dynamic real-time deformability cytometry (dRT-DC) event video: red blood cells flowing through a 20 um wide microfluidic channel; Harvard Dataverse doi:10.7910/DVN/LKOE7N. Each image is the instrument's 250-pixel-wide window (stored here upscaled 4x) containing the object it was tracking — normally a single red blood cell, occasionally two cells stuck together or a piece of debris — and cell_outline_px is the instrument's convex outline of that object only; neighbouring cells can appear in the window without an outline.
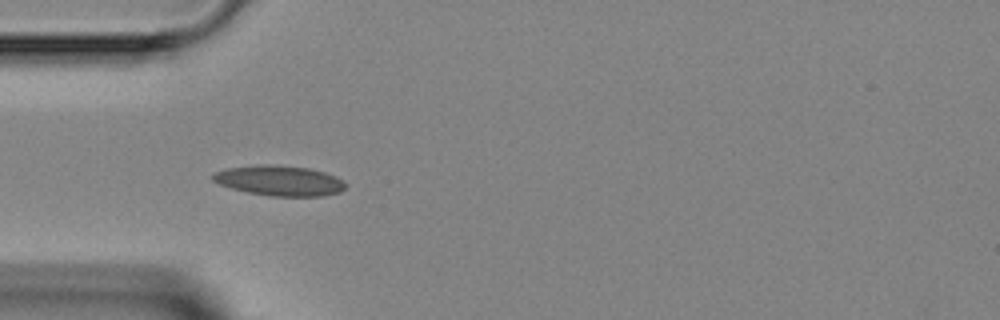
{"species": "Egyptian fruit bat (a non-hibernating species)", "species_latin": "Rousettus aegyptiacus", "temperature_condition": "room temperature", "stored_images_in_passage": 4, "camera_frame_rate_fps": 3000, "um_per_image_px": 0.085, "animal": {"sex": "female"}, "frame": {"image": 1, "passage_image": 1, "time_ms": 0.0, "image_size_px": [1000, 320], "cell_outline_px": [[344, 188], [340, 192], [324, 196], [272, 196], [248, 192], [232, 188], [220, 184], [212, 180], [212, 172], [228, 168], [260, 164], [268, 164], [308, 168], [324, 172], [336, 176], [344, 180]], "centroid_in_image_um": [23.75, 15.35], "position_along_channel_um": 61.3, "area_um2": 23.29}}
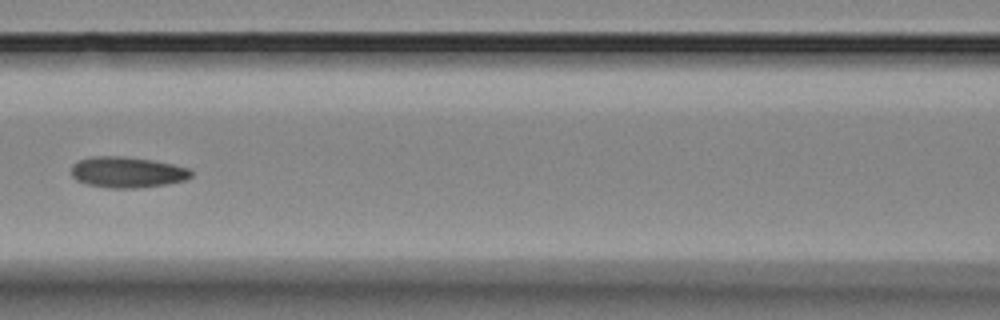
{"frame": {"image": 2, "passage_image": 3, "time_ms": 2.333, "image_size_px": [1000, 320], "cell_outline_px": [[192, 176], [184, 180], [168, 184], [136, 188], [112, 188], [88, 184], [76, 180], [72, 176], [72, 164], [80, 160], [92, 156], [124, 156], [152, 160], [172, 164], [188, 168], [192, 172]], "centroid_in_image_um": [10.81, 14.63], "position_along_channel_um": 155.8, "area_um2": 21.5}}
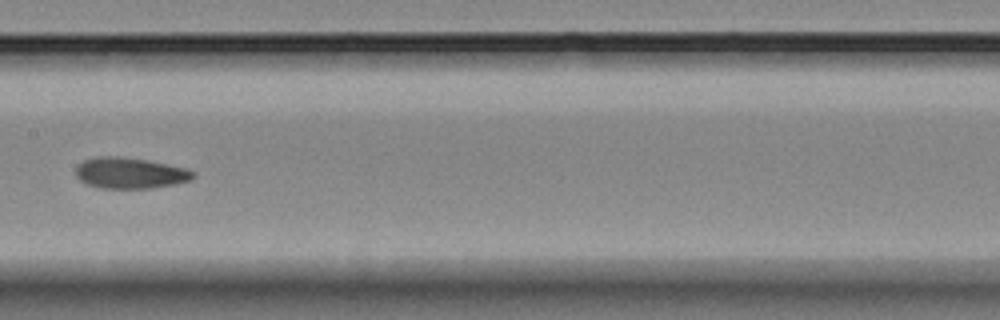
{"frame": {"image": 3, "passage_image": 4, "time_ms": 3.333, "image_size_px": [1000, 320], "cell_outline_px": [[196, 176], [192, 180], [176, 184], [148, 188], [100, 188], [88, 184], [80, 180], [76, 176], [76, 168], [84, 160], [96, 156], [120, 156], [148, 160], [188, 168], [196, 172]], "centroid_in_image_um": [11.11, 14.7], "position_along_channel_um": 196.3, "area_um2": 21.39}}